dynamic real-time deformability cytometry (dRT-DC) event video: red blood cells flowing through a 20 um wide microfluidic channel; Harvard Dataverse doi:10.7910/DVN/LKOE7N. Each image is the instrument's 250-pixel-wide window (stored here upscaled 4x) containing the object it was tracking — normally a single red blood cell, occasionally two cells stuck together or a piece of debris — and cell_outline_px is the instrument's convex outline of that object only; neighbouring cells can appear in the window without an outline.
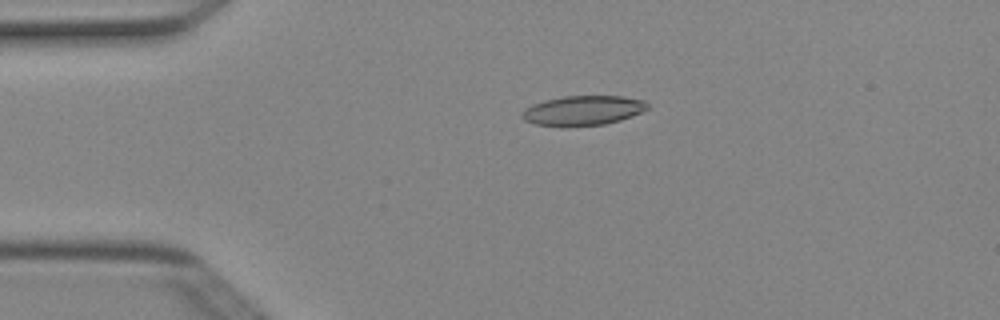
{"species": "Egyptian fruit bat (a non-hibernating species)", "species_latin": "Rousettus aegyptiacus", "temperature_condition": "cold", "stored_images_in_passage": 5, "camera_frame_rate_fps": 3000, "um_per_image_px": 0.085, "animal": {"sex": "female"}, "frame": {"image": 1, "passage_image": 4, "time_ms": 1.0, "image_size_px": [1000, 320], "cell_outline_px": [[648, 108], [632, 116], [620, 120], [604, 124], [564, 128], [560, 128], [536, 124], [524, 120], [520, 116], [524, 108], [532, 104], [544, 100], [564, 96], [624, 96], [644, 100], [648, 104]], "centroid_in_image_um": [49.5, 9.41], "position_along_channel_um": 35.5, "area_um2": 22.14}}